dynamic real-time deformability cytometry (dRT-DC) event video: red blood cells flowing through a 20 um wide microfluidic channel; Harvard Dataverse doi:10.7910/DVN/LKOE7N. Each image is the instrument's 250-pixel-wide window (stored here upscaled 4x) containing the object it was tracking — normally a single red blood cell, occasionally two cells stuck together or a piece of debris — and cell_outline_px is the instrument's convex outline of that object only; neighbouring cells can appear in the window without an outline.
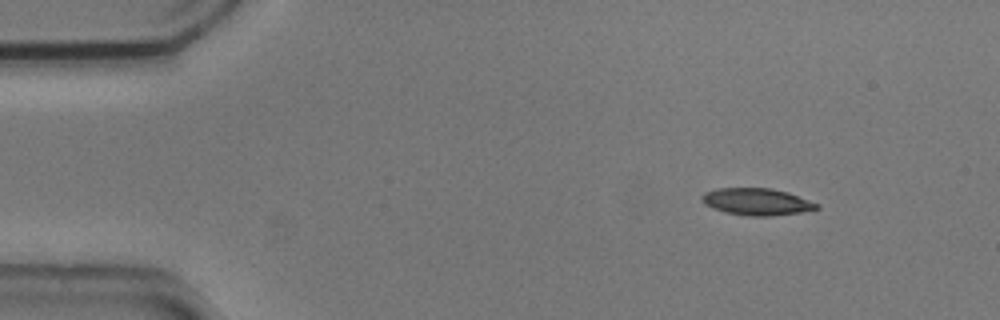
{"species": "common noctule bat (a hibernating species)", "species_latin": "Nyctalus noctula", "temperature_condition": "cold", "stored_images_in_passage": 48, "camera_frame_rate_fps": 3000, "um_per_image_px": 0.085, "animal": {"sex": "male", "body_mass_g": 20.5, "forearm_length_mm": 52.5}, "frame": {"image": 1, "passage_image": 1, "time_ms": 0.0, "image_size_px": [1000, 320], "cell_outline_px": [[820, 208], [800, 212], [768, 216], [748, 216], [724, 212], [712, 208], [704, 204], [700, 200], [700, 196], [704, 192], [716, 188], [772, 188], [788, 192], [820, 204]], "centroid_in_image_um": [64.28, 17.14], "position_along_channel_um": 20.7, "area_um2": 18.21}}
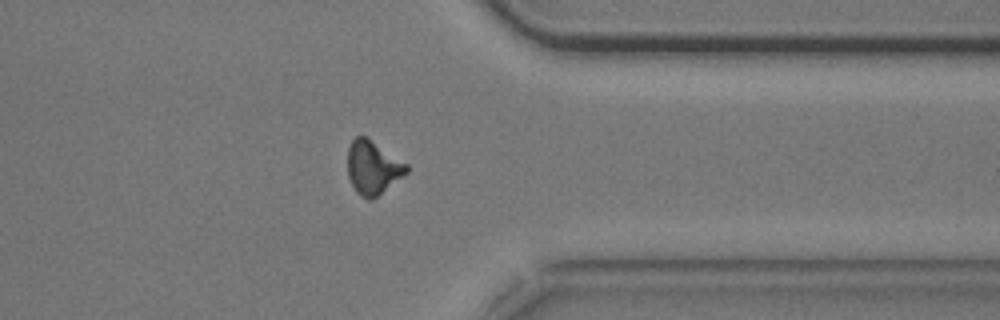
{"frame": {"image": 2, "passage_image": 37, "time_ms": 12.0, "image_size_px": [1000, 320], "cell_outline_px": [[408, 172], [372, 200], [368, 200], [360, 196], [356, 192], [348, 176], [348, 148], [352, 140], [356, 136], [364, 136], [408, 164]], "centroid_in_image_um": [31.68, 14.26], "position_along_channel_um": 379.7, "area_um2": 18.15}}
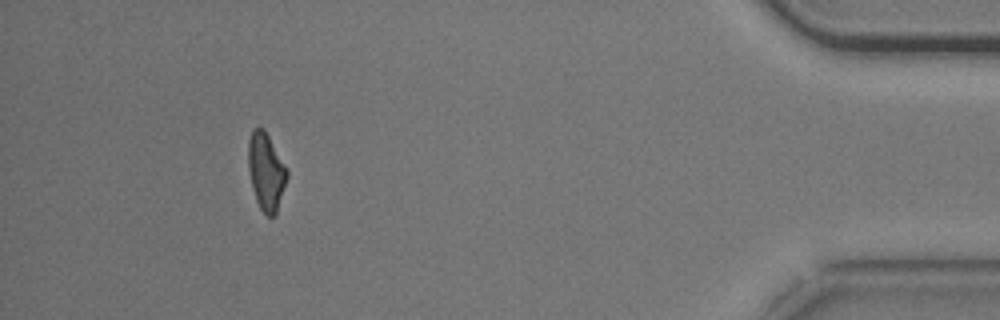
{"frame": {"image": 3, "passage_image": 44, "time_ms": 14.333, "image_size_px": [1000, 320], "cell_outline_px": [[288, 176], [276, 212], [272, 216], [268, 216], [260, 208], [256, 200], [252, 188], [248, 168], [248, 140], [252, 128], [264, 128], [288, 168]], "centroid_in_image_um": [22.61, 14.53], "position_along_channel_um": 412.6, "area_um2": 17.51}, "authors_computed_cell_mechanics": {"area_um2": 18.4382, "velocity_mm_per_s": 3.7246, "shape_relaxation_time_tau1_ms": 9.7882, "shape_relaxation_time_tau2_ms": 7.276, "deformation_change_tau1": 0.2024, "deformation_change_tau2": 0.1715}}